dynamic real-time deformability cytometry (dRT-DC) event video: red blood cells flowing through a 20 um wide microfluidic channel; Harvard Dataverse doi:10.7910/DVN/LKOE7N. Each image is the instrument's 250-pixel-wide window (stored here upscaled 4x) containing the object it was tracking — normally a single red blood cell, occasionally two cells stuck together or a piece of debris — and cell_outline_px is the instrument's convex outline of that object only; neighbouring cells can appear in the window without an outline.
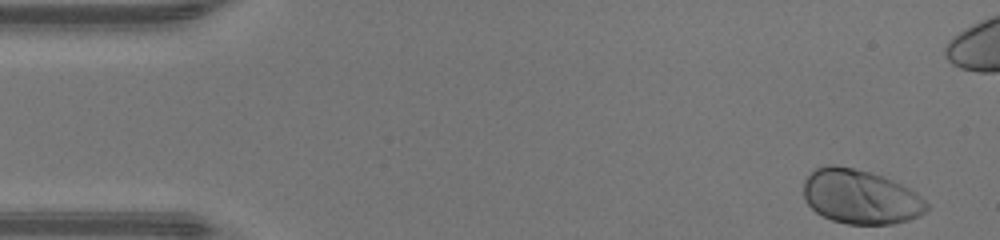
{"species": "human", "species_latin": "Homo sapiens", "temperature_condition": "warm", "stored_images_in_passage": 39, "camera_frame_rate_fps": 3000, "um_per_image_px": 0.085, "donor": {"sex": "male"}, "frame": {"image": 1, "passage_image": 1, "time_ms": 0.0, "image_size_px": [1000, 240], "cell_outline_px": [[928, 208], [924, 212], [908, 220], [892, 224], [848, 224], [832, 220], [816, 212], [804, 200], [804, 180], [816, 168], [828, 164], [836, 164], [868, 172], [892, 180], [908, 188], [920, 196], [928, 204]], "centroid_in_image_um": [73.1, 16.73], "position_along_channel_um": 11.9, "area_um2": 38.61}}
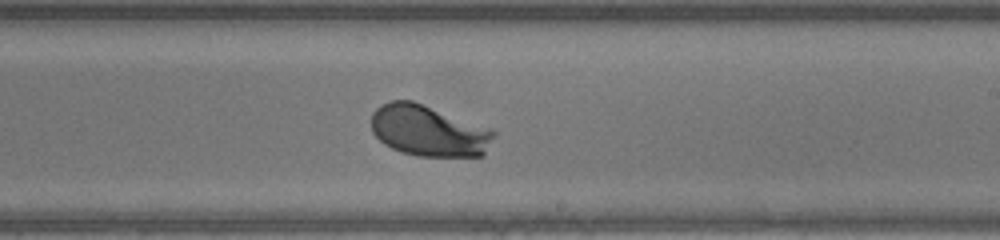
{"frame": {"image": 2, "passage_image": 26, "time_ms": 8.333, "image_size_px": [1000, 240], "cell_outline_px": [[496, 132], [484, 156], [416, 156], [400, 152], [384, 144], [372, 132], [372, 112], [380, 104], [388, 100], [412, 100], [492, 128]], "centroid_in_image_um": [36.43, 11.11], "position_along_channel_um": 252.6, "area_um2": 36.88}}
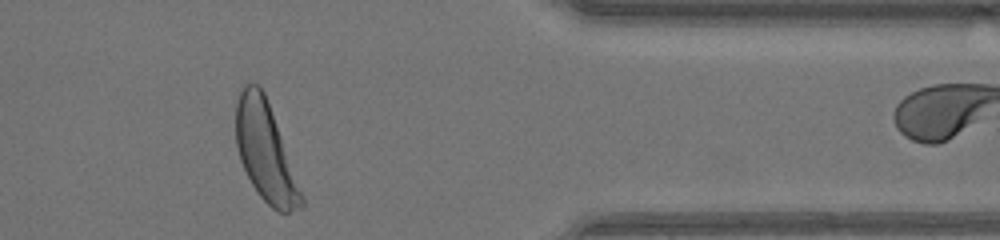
{"frame": {"image": 3, "passage_image": 37, "time_ms": 12.0, "image_size_px": [1000, 240], "cell_outline_px": [[304, 208], [288, 212], [276, 212], [260, 196], [252, 184], [240, 160], [236, 144], [236, 104], [240, 88], [244, 84], [260, 84], [264, 92], [304, 196]], "centroid_in_image_um": [22.56, 12.91], "position_along_channel_um": 388.8, "area_um2": 37.4}}